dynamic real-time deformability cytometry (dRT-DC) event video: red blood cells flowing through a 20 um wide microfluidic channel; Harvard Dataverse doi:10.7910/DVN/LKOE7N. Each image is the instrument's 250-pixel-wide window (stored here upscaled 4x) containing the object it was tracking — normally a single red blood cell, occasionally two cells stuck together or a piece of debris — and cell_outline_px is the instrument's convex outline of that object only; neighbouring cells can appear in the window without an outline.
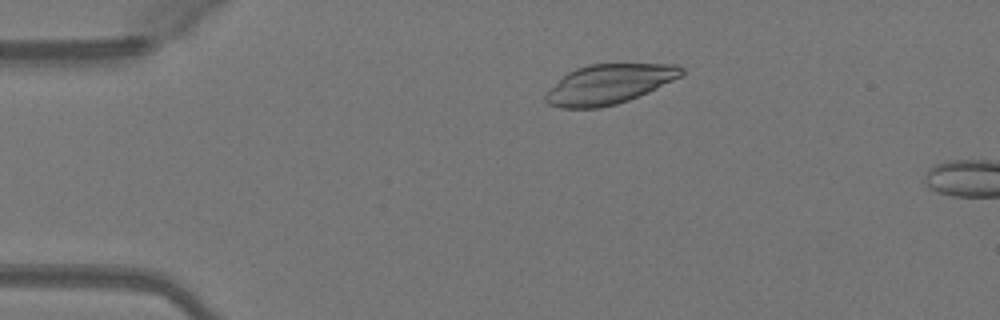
{"species": "Egyptian fruit bat (a non-hibernating species)", "species_latin": "Rousettus aegyptiacus", "temperature_condition": "warm", "stored_images_in_passage": 7, "camera_frame_rate_fps": 3000, "um_per_image_px": 0.085, "animal": {"sex": "female"}, "frame": {"image": 1, "passage_image": 4, "time_ms": 1.0, "image_size_px": [1000, 320], "cell_outline_px": [[684, 76], [648, 92], [628, 100], [616, 104], [600, 108], [560, 108], [548, 104], [544, 100], [544, 96], [548, 88], [568, 72], [576, 68], [588, 64], [676, 64], [684, 68]], "centroid_in_image_um": [51.76, 7.15], "position_along_channel_um": 33.2, "area_um2": 31.67}}